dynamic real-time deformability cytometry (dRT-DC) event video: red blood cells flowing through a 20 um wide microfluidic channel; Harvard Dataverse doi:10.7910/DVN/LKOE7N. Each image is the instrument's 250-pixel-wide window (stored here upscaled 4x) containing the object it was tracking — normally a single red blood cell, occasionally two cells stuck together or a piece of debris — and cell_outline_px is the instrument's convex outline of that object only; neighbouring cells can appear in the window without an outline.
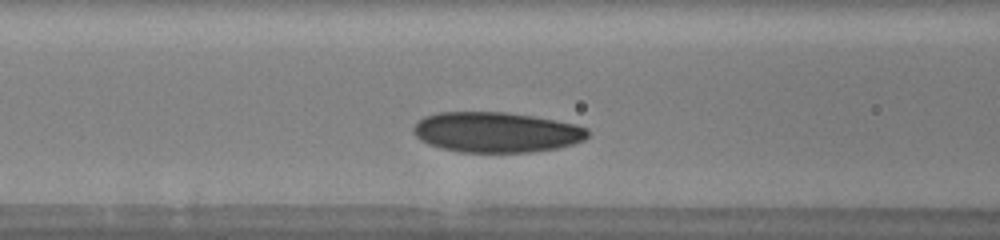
{"species": "human", "species_latin": "Homo sapiens", "temperature_condition": "warm", "stored_images_in_passage": 29, "camera_frame_rate_fps": 3000, "um_per_image_px": 0.085, "donor": {"sex": "male"}, "frame": {"image": 1, "passage_image": 5, "time_ms": 1.333, "image_size_px": [1000, 240], "cell_outline_px": [[588, 136], [584, 140], [572, 144], [556, 148], [532, 152], [460, 152], [428, 144], [420, 140], [412, 132], [412, 128], [424, 116], [440, 112], [508, 112], [532, 116], [576, 124], [588, 128]], "centroid_in_image_um": [42.18, 11.23], "position_along_channel_um": 124.4, "area_um2": 40.92}, "authors_computed_cell_mechanics": {"area_um2": 40.9802, "velocity_mm_per_s": 3.8652, "shape_relaxation_time_tau1_ms": 2.0004, "shape_relaxation_time_tau2_ms": null, "deformation_change_tau1": 0.0665, "deformation_change_tau2": null}}